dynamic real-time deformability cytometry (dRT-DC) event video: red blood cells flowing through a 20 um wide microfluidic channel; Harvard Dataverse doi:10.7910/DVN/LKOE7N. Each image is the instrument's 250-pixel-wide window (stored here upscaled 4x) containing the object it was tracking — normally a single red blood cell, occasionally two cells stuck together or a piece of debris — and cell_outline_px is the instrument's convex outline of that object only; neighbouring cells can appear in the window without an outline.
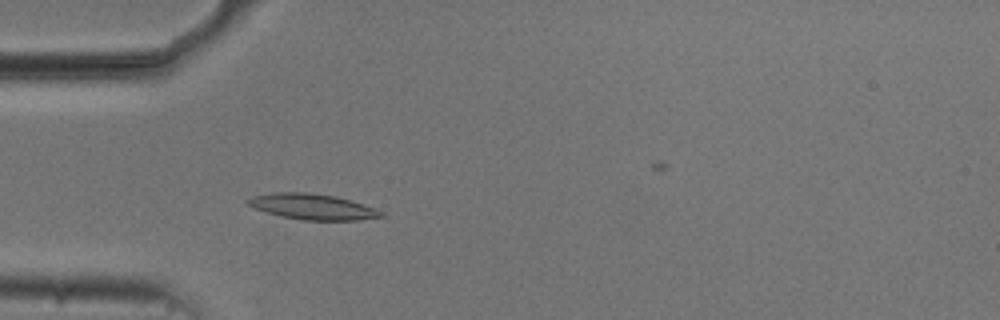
{"species": "common noctule bat (a hibernating species)", "species_latin": "Nyctalus noctula", "temperature_condition": "cold", "stored_images_in_passage": 41, "camera_frame_rate_fps": 3000, "um_per_image_px": 0.085, "animal": {"sex": "male", "body_mass_g": 20.5, "forearm_length_mm": 52.5}, "frame": {"image": 1, "passage_image": 7, "time_ms": 2.0, "image_size_px": [1000, 320], "cell_outline_px": [[388, 216], [356, 220], [304, 220], [280, 216], [244, 204], [244, 200], [252, 196], [272, 192], [308, 192], [336, 196], [384, 212]], "centroid_in_image_um": [26.51, 17.56], "position_along_channel_um": 58.5, "area_um2": 19.88}}
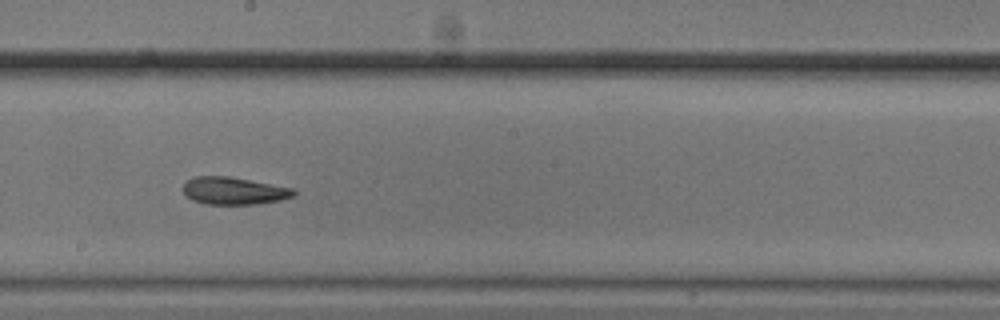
{"frame": {"image": 2, "passage_image": 21, "time_ms": 6.667, "image_size_px": [1000, 320], "cell_outline_px": [[296, 196], [280, 200], [256, 204], [204, 204], [192, 200], [180, 188], [188, 180], [196, 176], [228, 176], [296, 188]], "centroid_in_image_um": [19.91, 16.22], "position_along_channel_um": 228.3, "area_um2": 17.86}}
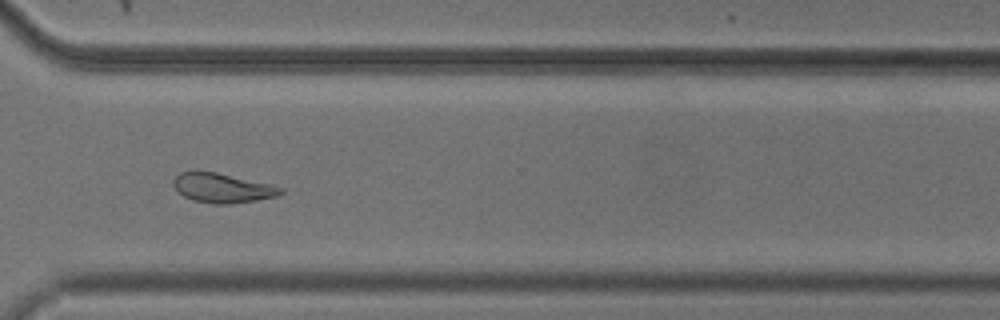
{"frame": {"image": 3, "passage_image": 31, "time_ms": 10.0, "image_size_px": [1000, 320], "cell_outline_px": [[284, 192], [276, 196], [256, 200], [228, 204], [212, 204], [192, 200], [184, 196], [172, 184], [176, 176], [180, 172], [196, 168], [216, 172], [268, 184], [284, 188]], "centroid_in_image_um": [18.84, 15.95], "position_along_channel_um": 351.8, "area_um2": 18.55}}